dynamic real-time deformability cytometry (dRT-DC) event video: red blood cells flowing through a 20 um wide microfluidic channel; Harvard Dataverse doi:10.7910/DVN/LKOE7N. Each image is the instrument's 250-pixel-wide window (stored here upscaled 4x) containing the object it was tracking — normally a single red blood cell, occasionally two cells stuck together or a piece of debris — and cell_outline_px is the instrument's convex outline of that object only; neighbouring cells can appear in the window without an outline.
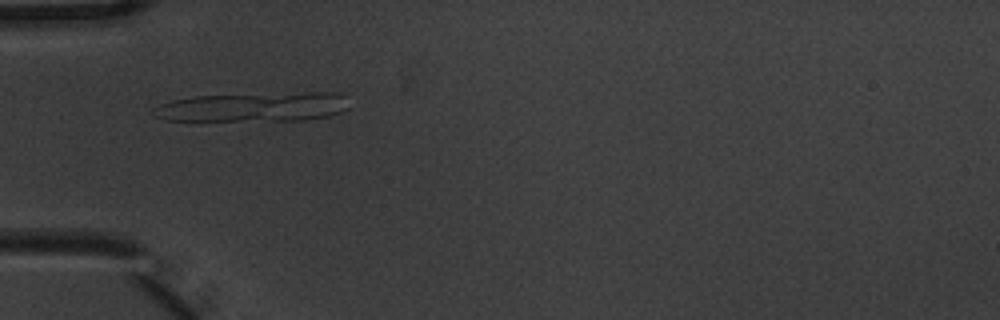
{"species": "common noctule bat (a hibernating species)", "species_latin": "Nyctalus noctula", "temperature_condition": "warm", "stored_images_in_passage": 5, "segment_of_instrument_passage": [1, 2], "camera_frame_rate_fps": 3000, "um_per_image_px": 0.085, "animal": {"sex": "male", "body_mass_g": 20.1, "forearm_length_mm": 53.5}, "frame": {"image": 1, "passage_image": 4, "time_ms": 1.0, "image_size_px": [1000, 320], "cell_outline_px": [[348, 108], [332, 116], [304, 120], [164, 120], [152, 116], [152, 108], [160, 104], [172, 100], [192, 96], [304, 92], [340, 92], [344, 96]], "centroid_in_image_um": [21.53, 9.09], "position_along_channel_um": 63.5, "area_um2": 33.64}}